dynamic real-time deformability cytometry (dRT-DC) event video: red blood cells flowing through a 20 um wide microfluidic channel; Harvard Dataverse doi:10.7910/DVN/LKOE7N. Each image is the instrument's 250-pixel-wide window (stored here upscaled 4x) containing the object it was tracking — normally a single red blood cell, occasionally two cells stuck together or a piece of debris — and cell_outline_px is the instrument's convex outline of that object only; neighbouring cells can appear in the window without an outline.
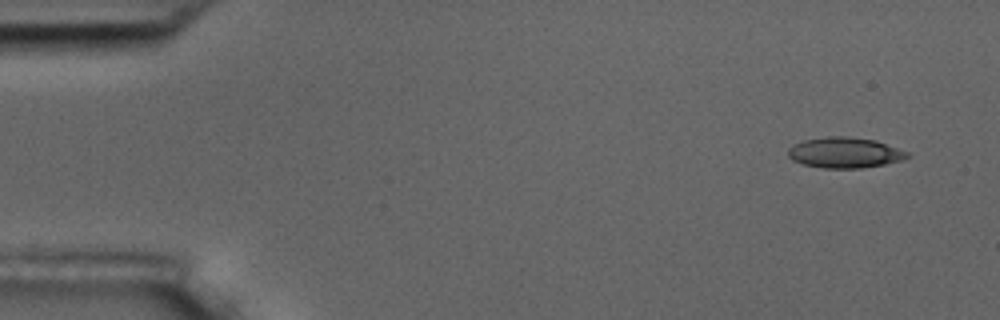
{"species": "common noctule bat (a hibernating species)", "species_latin": "Nyctalus noctula", "temperature_condition": "room temperature", "stored_images_in_passage": 4, "camera_frame_rate_fps": 3000, "um_per_image_px": 0.085, "animal": {"sex": "male", "body_mass_g": 17.5, "forearm_length_mm": 52.3}, "frame": {"image": 1, "passage_image": 1, "time_ms": 0.0, "image_size_px": [1000, 320], "cell_outline_px": [[912, 156], [900, 160], [884, 164], [860, 168], [824, 168], [804, 164], [792, 160], [788, 156], [788, 148], [792, 144], [804, 140], [828, 136], [848, 136], [876, 140], [908, 152]], "centroid_in_image_um": [71.79, 12.96], "position_along_channel_um": 13.2, "area_um2": 21.27}}